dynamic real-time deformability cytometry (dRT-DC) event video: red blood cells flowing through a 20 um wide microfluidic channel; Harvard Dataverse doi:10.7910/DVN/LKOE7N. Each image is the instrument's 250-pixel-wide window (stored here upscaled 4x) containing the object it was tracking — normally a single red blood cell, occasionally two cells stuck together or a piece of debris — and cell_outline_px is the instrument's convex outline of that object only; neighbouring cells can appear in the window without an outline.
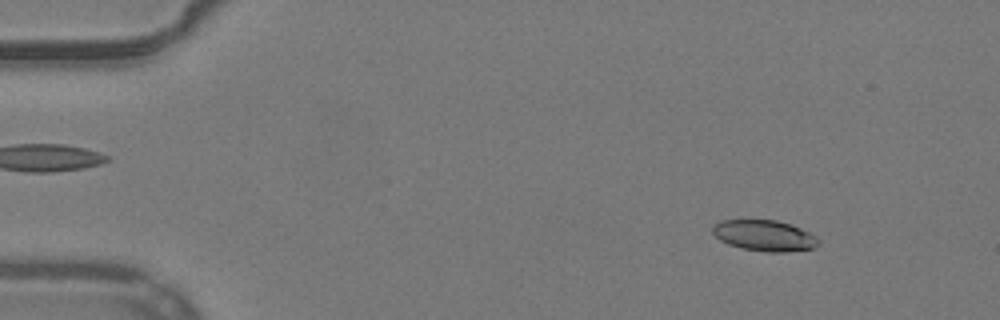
{"species": "common noctule bat (a hibernating species)", "species_latin": "Nyctalus noctula", "temperature_condition": "warm", "stored_images_in_passage": 51, "camera_frame_rate_fps": 3000, "um_per_image_px": 0.085, "animal": {"sex": "male", "body_mass_g": 19.2, "forearm_length_mm": 51.8}, "frame": {"image": 1, "passage_image": 4, "time_ms": 1.0, "image_size_px": [1000, 320], "cell_outline_px": [[820, 244], [812, 248], [784, 252], [768, 252], [740, 248], [728, 244], [720, 240], [712, 232], [712, 224], [720, 220], [748, 216], [776, 220], [800, 228], [816, 236], [820, 240]], "centroid_in_image_um": [64.89, 19.96], "position_along_channel_um": 20.1, "area_um2": 19.88}}
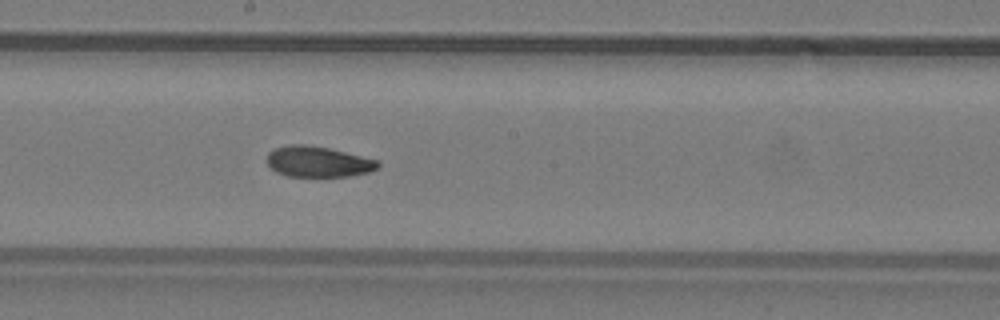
{"frame": {"image": 2, "passage_image": 27, "time_ms": 8.667, "image_size_px": [1000, 320], "cell_outline_px": [[380, 164], [376, 168], [368, 172], [348, 176], [288, 176], [276, 172], [268, 164], [268, 152], [276, 148], [288, 144], [304, 144], [328, 148], [376, 160]], "centroid_in_image_um": [26.99, 13.74], "position_along_channel_um": 221.2, "area_um2": 19.48}}
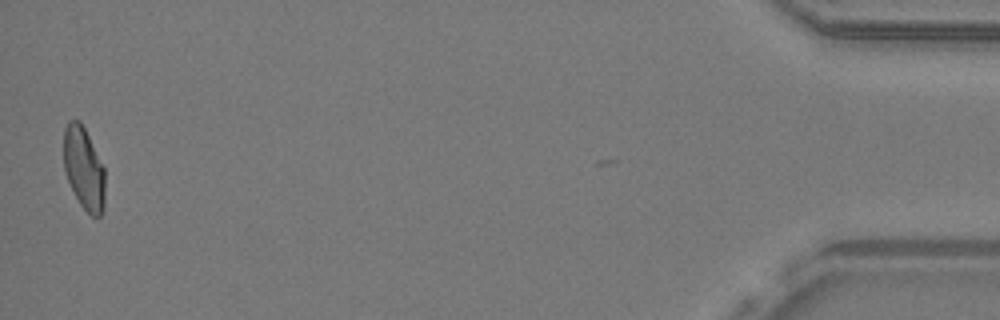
{"frame": {"image": 3, "passage_image": 50, "time_ms": 16.333, "image_size_px": [1000, 320], "cell_outline_px": [[104, 212], [100, 216], [92, 216], [80, 204], [68, 180], [64, 168], [64, 128], [68, 120], [80, 120], [104, 168]], "centroid_in_image_um": [7.12, 14.31], "position_along_channel_um": 428.1, "area_um2": 19.59}, "authors_computed_cell_mechanics": {"area_um2": 20.1144, "velocity_mm_per_s": 3.92, "shape_relaxation_time_tau1_ms": 10.4426, "shape_relaxation_time_tau2_ms": 3.8508, "deformation_change_tau1": 0.2209, "deformation_change_tau2": 0.0982}}